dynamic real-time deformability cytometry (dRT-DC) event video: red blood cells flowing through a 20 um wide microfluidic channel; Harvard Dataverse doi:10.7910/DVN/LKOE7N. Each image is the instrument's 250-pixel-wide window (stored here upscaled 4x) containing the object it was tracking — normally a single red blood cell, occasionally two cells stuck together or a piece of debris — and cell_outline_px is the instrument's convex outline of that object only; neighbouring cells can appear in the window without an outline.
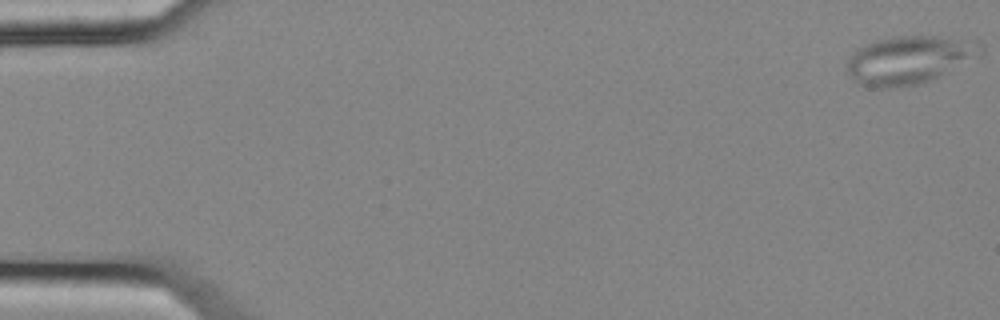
{"species": "common noctule bat (a hibernating species)", "species_latin": "Nyctalus noctula", "temperature_condition": "cold", "stored_images_in_passage": 55, "camera_frame_rate_fps": 3000, "um_per_image_px": 0.085, "animal": {"sex": "female", "body_mass_g": 25.1}, "frame": {"image": 1, "passage_image": 1, "time_ms": 0.0, "image_size_px": [1000, 320], "cell_outline_px": [[984, 48], [980, 56], [940, 76], [916, 84], [884, 88], [872, 88], [860, 84], [848, 72], [844, 64], [848, 56], [856, 48], [864, 44], [896, 36], [936, 36], [972, 40], [984, 44]], "centroid_in_image_um": [77.27, 5.07], "position_along_channel_um": 7.7, "area_um2": 37.57}}
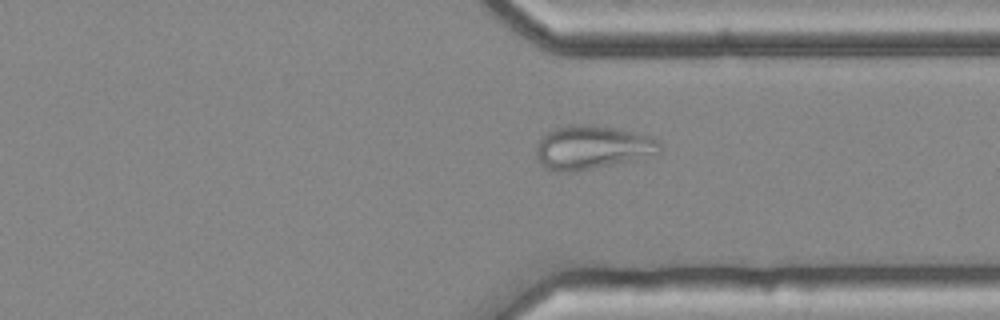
{"frame": {"image": 2, "passage_image": 42, "time_ms": 13.667, "image_size_px": [1000, 320], "cell_outline_px": [[660, 148], [656, 152], [636, 160], [576, 172], [552, 172], [544, 168], [540, 164], [536, 156], [536, 148], [540, 140], [548, 132], [556, 128], [568, 124], [592, 124], [616, 128], [648, 136], [656, 140], [660, 144]], "centroid_in_image_um": [50.26, 12.55], "position_along_channel_um": 361.1, "area_um2": 31.5}}
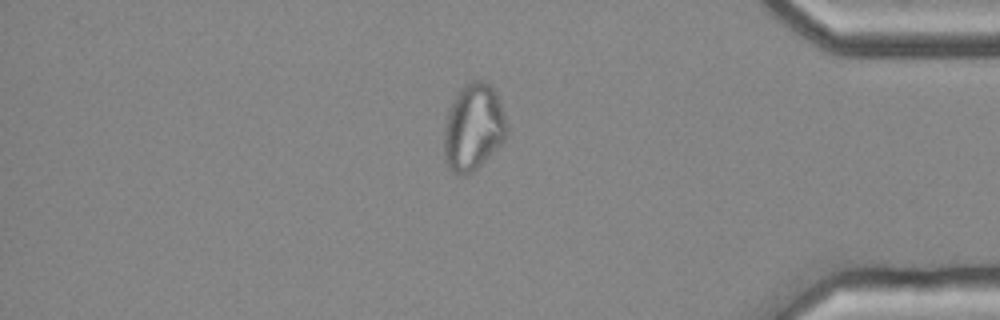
{"frame": {"image": 3, "passage_image": 47, "time_ms": 15.333, "image_size_px": [1000, 320], "cell_outline_px": [[508, 136], [472, 172], [464, 176], [456, 176], [448, 168], [444, 160], [444, 128], [448, 108], [464, 84], [472, 80], [484, 80], [496, 92], [504, 112], [508, 124]], "centroid_in_image_um": [40.22, 10.83], "position_along_channel_um": 395.0, "area_um2": 32.02}}